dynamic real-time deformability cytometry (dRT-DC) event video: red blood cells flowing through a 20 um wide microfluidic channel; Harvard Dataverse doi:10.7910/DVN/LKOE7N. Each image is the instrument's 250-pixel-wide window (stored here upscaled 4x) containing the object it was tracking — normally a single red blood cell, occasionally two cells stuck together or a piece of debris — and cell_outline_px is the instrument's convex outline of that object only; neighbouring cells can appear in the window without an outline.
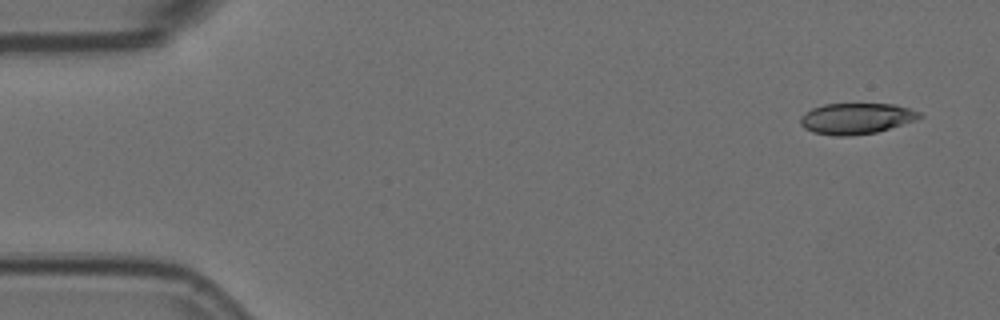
{"species": "Egyptian fruit bat (a non-hibernating species)", "species_latin": "Rousettus aegyptiacus", "temperature_condition": "room temperature", "stored_images_in_passage": 5, "camera_frame_rate_fps": 3000, "um_per_image_px": 0.085, "animal": {"sex": "female"}, "frame": {"image": 1, "passage_image": 1, "time_ms": 0.0, "image_size_px": [1000, 320], "cell_outline_px": [[924, 116], [916, 120], [876, 132], [848, 136], [836, 136], [812, 132], [804, 128], [800, 124], [800, 116], [812, 108], [824, 104], [896, 104], [920, 112]], "centroid_in_image_um": [72.77, 10.07], "position_along_channel_um": 12.2, "area_um2": 21.5}}
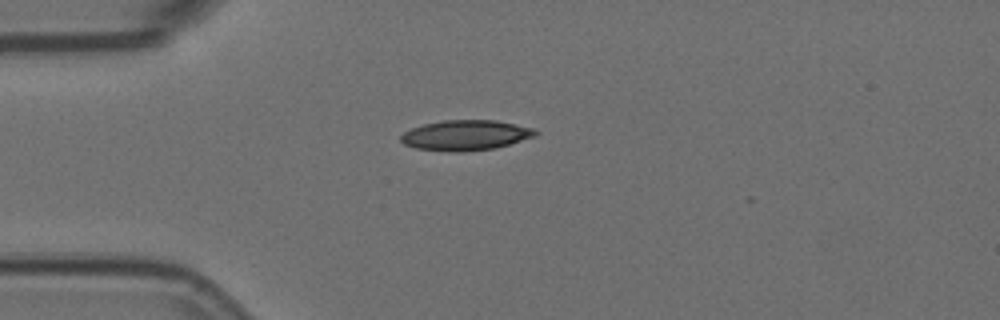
{"frame": {"image": 2, "passage_image": 4, "time_ms": 1.0, "image_size_px": [1000, 320], "cell_outline_px": [[540, 132], [536, 136], [496, 148], [456, 152], [452, 152], [416, 148], [404, 144], [400, 140], [400, 136], [404, 132], [412, 128], [424, 124], [444, 120], [496, 120], [536, 128]], "centroid_in_image_um": [39.62, 11.49], "position_along_channel_um": 45.4, "area_um2": 23.81}}